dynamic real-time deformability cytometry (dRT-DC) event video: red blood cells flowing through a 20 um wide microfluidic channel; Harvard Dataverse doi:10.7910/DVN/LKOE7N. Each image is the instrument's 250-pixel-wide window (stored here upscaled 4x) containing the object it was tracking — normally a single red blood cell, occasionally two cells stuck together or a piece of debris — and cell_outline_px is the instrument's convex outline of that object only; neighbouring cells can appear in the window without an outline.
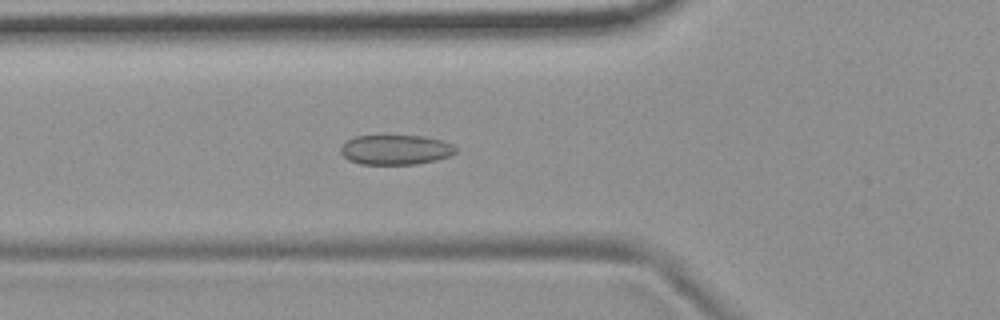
{"species": "common noctule bat (a hibernating species)", "species_latin": "Nyctalus noctula", "temperature_condition": "room temperature", "stored_images_in_passage": 12, "camera_frame_rate_fps": 3000, "um_per_image_px": 0.085, "animal": {"sex": "female", "body_mass_g": 19.9}, "frame": {"image": 1, "passage_image": 7, "time_ms": 2.0, "image_size_px": [1000, 320], "cell_outline_px": [[456, 152], [448, 156], [436, 160], [416, 164], [360, 164], [348, 160], [340, 152], [340, 148], [348, 140], [356, 136], [424, 136], [440, 140], [452, 144], [456, 148]], "centroid_in_image_um": [33.62, 12.73], "position_along_channel_um": 92.2, "area_um2": 19.83}}
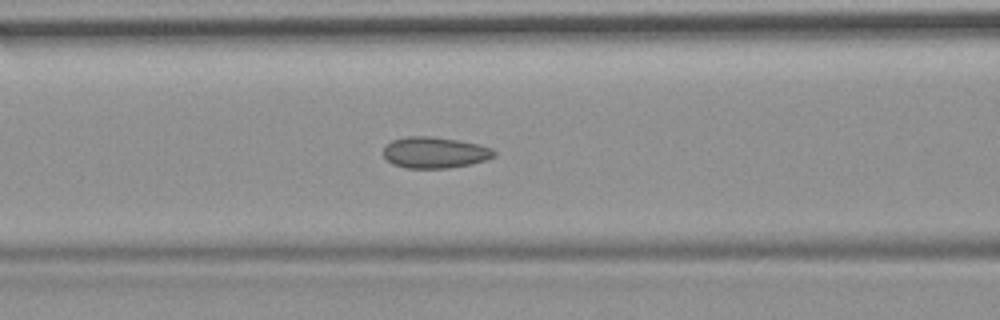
{"frame": {"image": 2, "passage_image": 10, "time_ms": 3.0, "image_size_px": [1000, 320], "cell_outline_px": [[496, 156], [472, 164], [448, 168], [404, 168], [392, 164], [384, 156], [384, 148], [392, 140], [408, 136], [432, 136], [456, 140], [476, 144], [492, 148], [496, 152]], "centroid_in_image_um": [36.95, 12.97], "position_along_channel_um": 129.6, "area_um2": 20.06}}